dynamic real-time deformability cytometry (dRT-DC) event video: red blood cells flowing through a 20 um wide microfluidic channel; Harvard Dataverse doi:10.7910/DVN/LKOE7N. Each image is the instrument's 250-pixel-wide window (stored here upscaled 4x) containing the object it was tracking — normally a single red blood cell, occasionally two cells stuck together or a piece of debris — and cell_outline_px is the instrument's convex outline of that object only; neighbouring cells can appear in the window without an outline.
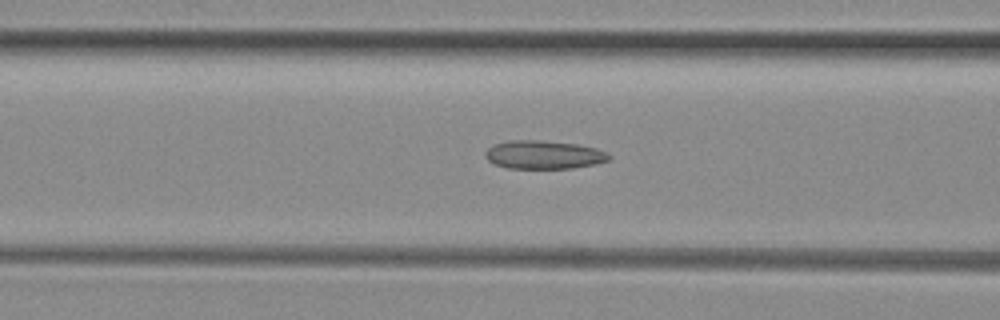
{"species": "common noctule bat (a hibernating species)", "species_latin": "Nyctalus noctula", "temperature_condition": "room temperature", "stored_images_in_passage": 37, "camera_frame_rate_fps": 3000, "um_per_image_px": 0.085, "animal": {"sex": "female", "body_mass_g": 29.2, "forearm_length_mm": 56.3}, "frame": {"image": 1, "passage_image": 5, "time_ms": 1.333, "image_size_px": [1000, 320], "cell_outline_px": [[612, 156], [608, 160], [592, 164], [572, 168], [508, 168], [496, 164], [488, 160], [484, 156], [484, 152], [492, 144], [508, 140], [540, 140], [576, 144], [596, 148], [608, 152]], "centroid_in_image_um": [46.19, 13.14], "position_along_channel_um": 120.4, "area_um2": 20.46}}
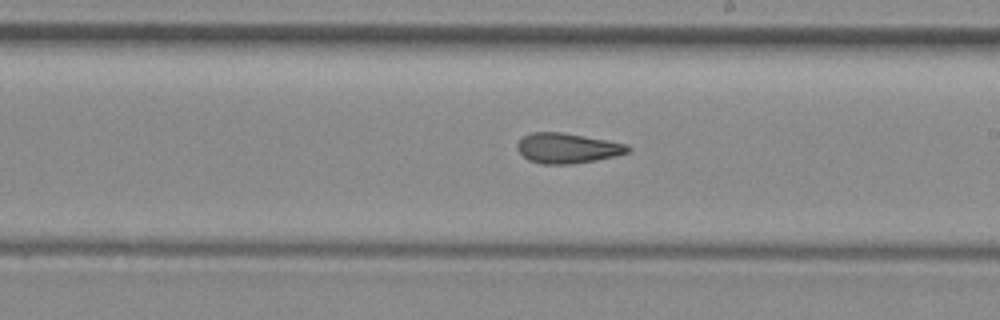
{"frame": {"image": 2, "passage_image": 14, "time_ms": 4.333, "image_size_px": [1000, 320], "cell_outline_px": [[632, 148], [628, 152], [616, 156], [596, 160], [572, 164], [544, 164], [528, 160], [516, 148], [516, 144], [524, 136], [532, 132], [564, 132], [608, 140], [628, 144]], "centroid_in_image_um": [48.25, 12.59], "position_along_channel_um": 240.7, "area_um2": 19.54}}
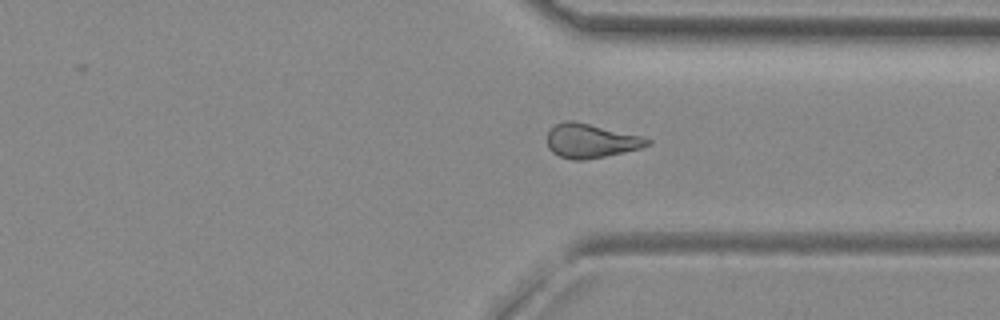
{"frame": {"image": 3, "passage_image": 23, "time_ms": 7.333, "image_size_px": [1000, 320], "cell_outline_px": [[652, 144], [640, 148], [624, 152], [584, 160], [572, 160], [560, 156], [552, 152], [548, 148], [548, 132], [556, 124], [564, 120], [576, 120], [640, 136], [652, 140]], "centroid_in_image_um": [50.21, 11.96], "position_along_channel_um": 361.2, "area_um2": 19.88}, "authors_computed_cell_mechanics": {"area_um2": 19.652, "velocity_mm_per_s": 4.0208, "shape_relaxation_time_tau1_ms": null, "shape_relaxation_time_tau2_ms": 2.8103, "deformation_change_tau1": null, "deformation_change_tau2": 0.1125}}